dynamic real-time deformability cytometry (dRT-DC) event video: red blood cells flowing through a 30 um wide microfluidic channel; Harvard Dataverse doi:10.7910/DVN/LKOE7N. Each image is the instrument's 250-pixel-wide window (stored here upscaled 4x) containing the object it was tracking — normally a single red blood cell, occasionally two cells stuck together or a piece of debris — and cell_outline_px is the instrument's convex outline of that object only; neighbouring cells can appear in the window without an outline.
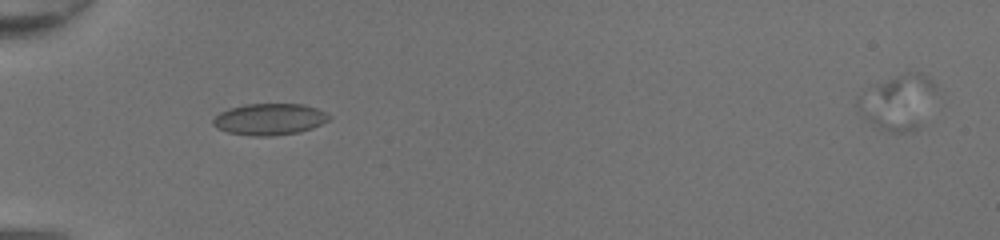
{"species": "common noctule bat (a hibernating species)", "species_latin": "Nyctalus noctula", "temperature_condition": "room temperature", "stored_images_in_passage": 32, "camera_frame_rate_fps": 3000, "um_per_image_px": 0.085, "animal": {"sex": "female", "body_mass_g": 20.0, "forearm_length_mm": 54.0}, "frame": {"image": 1, "passage_image": 1, "time_ms": 0.0, "image_size_px": [1000, 240], "cell_outline_px": [[332, 116], [328, 120], [312, 128], [300, 132], [272, 136], [252, 136], [228, 132], [216, 128], [212, 124], [212, 120], [220, 112], [228, 108], [244, 104], [304, 104], [316, 108]], "centroid_in_image_um": [22.88, 10.13], "position_along_channel_um": 62.1, "area_um2": 21.39}}
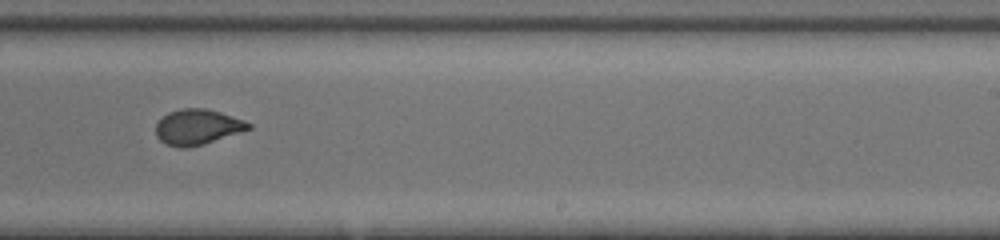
{"frame": {"image": 2, "passage_image": 16, "time_ms": 5.0, "image_size_px": [1000, 240], "cell_outline_px": [[252, 128], [204, 144], [188, 148], [180, 148], [164, 144], [156, 136], [156, 124], [168, 112], [180, 108], [204, 108], [220, 112], [244, 120], [252, 124]], "centroid_in_image_um": [16.77, 10.8], "position_along_channel_um": 272.2, "area_um2": 19.19}}
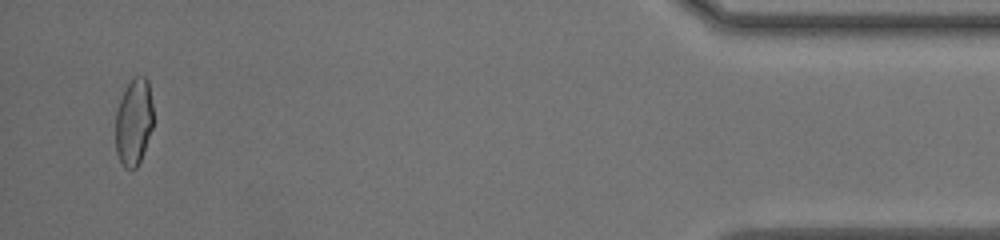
{"frame": {"image": 3, "passage_image": 31, "time_ms": 10.0, "image_size_px": [1000, 240], "cell_outline_px": [[152, 128], [140, 160], [136, 168], [124, 168], [116, 152], [116, 108], [124, 88], [132, 76], [144, 76], [148, 80], [152, 104]], "centroid_in_image_um": [11.35, 10.31], "position_along_channel_um": 423.8, "area_um2": 19.13}}